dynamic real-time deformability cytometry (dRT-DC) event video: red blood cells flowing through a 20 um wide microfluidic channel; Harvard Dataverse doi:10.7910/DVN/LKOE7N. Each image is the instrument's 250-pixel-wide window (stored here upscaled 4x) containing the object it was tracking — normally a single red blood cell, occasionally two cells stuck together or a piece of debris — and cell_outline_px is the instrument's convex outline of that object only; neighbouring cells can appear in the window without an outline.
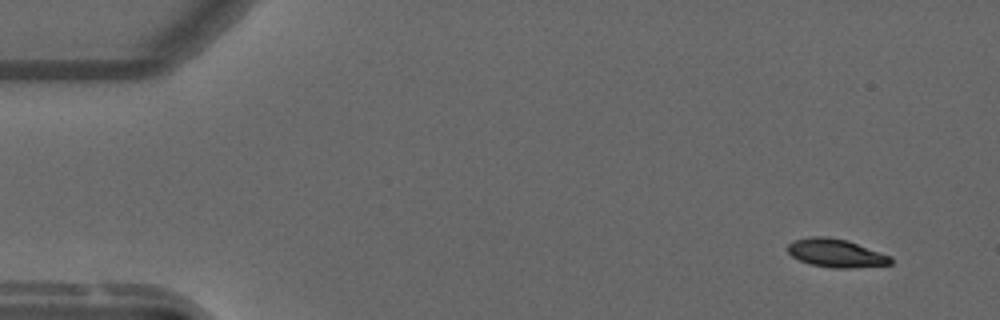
{"species": "common noctule bat (a hibernating species)", "species_latin": "Nyctalus noctula", "temperature_condition": "warm", "stored_images_in_passage": 54, "camera_frame_rate_fps": 3000, "um_per_image_px": 0.085, "animal": {"sex": "male", "forearm_length_mm": 52.5}, "frame": {"image": 1, "passage_image": 3, "time_ms": 0.667, "image_size_px": [1000, 320], "cell_outline_px": [[892, 264], [848, 268], [832, 268], [812, 264], [800, 260], [792, 256], [788, 252], [788, 244], [796, 240], [808, 236], [828, 236], [848, 240], [892, 256]], "centroid_in_image_um": [71.08, 21.5], "position_along_channel_um": 13.9, "area_um2": 16.99}}
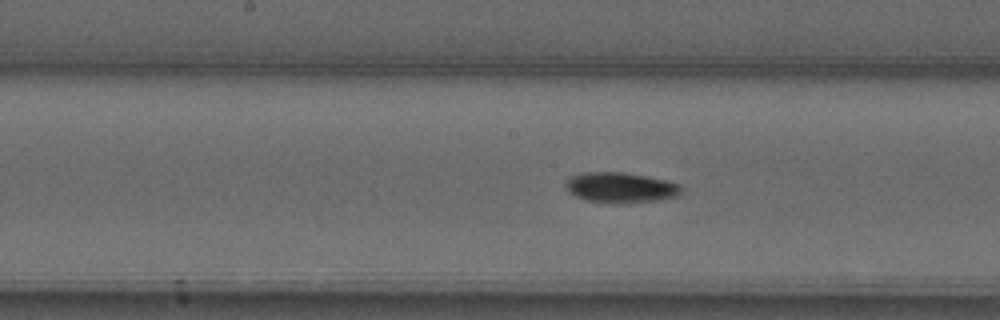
{"frame": {"image": 2, "passage_image": 27, "time_ms": 8.667, "image_size_px": [1000, 320], "cell_outline_px": [[680, 196], [656, 200], [584, 200], [568, 192], [564, 184], [572, 176], [584, 172], [620, 172], [644, 176], [664, 180], [680, 184]], "centroid_in_image_um": [52.72, 15.89], "position_along_channel_um": 195.5, "area_um2": 19.31}}
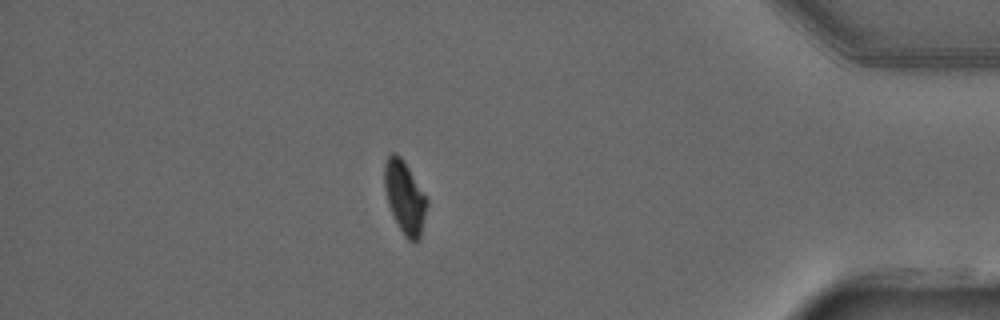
{"frame": {"image": 3, "passage_image": 47, "time_ms": 15.333, "image_size_px": [1000, 320], "cell_outline_px": [[428, 204], [420, 240], [408, 240], [404, 236], [388, 204], [384, 188], [384, 164], [388, 156], [392, 152], [396, 152], [404, 160], [428, 200]], "centroid_in_image_um": [34.41, 16.75], "position_along_channel_um": 400.8, "area_um2": 17.92}, "authors_computed_cell_mechanics": {"area_um2": 18.785, "velocity_mm_per_s": 3.7057, "shape_relaxation_time_tau1_ms": 7.1475, "shape_relaxation_time_tau2_ms": 8.268, "deformation_change_tau1": 0.1867, "deformation_change_tau2": 0.0757}}